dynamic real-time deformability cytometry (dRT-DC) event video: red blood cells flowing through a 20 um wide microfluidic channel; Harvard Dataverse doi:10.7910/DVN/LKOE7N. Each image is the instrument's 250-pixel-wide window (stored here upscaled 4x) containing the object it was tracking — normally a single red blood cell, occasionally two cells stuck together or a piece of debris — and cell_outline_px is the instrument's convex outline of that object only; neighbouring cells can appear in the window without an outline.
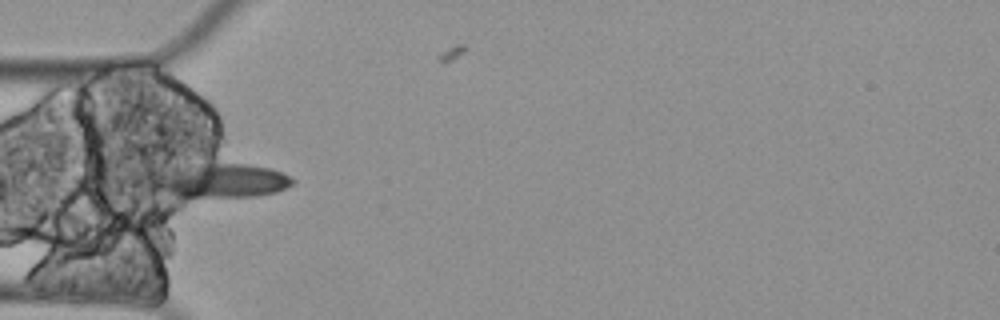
{"species": "Egyptian fruit bat (a non-hibernating species)", "species_latin": "Rousettus aegyptiacus", "temperature_condition": "cold", "stored_images_in_passage": 5, "camera_frame_rate_fps": 3000, "um_per_image_px": 0.085, "animal": {"sex": "female"}, "frame": {"image": 1, "passage_image": 5, "time_ms": 1.333, "image_size_px": [1000, 320], "cell_outline_px": [[296, 180], [292, 184], [276, 192], [256, 196], [176, 200], [148, 184], [144, 176], [144, 172], [168, 168], [200, 164], [248, 164], [272, 168]], "centroid_in_image_um": [18.47, 15.39], "position_along_channel_um": 66.5, "area_um2": 29.82}}